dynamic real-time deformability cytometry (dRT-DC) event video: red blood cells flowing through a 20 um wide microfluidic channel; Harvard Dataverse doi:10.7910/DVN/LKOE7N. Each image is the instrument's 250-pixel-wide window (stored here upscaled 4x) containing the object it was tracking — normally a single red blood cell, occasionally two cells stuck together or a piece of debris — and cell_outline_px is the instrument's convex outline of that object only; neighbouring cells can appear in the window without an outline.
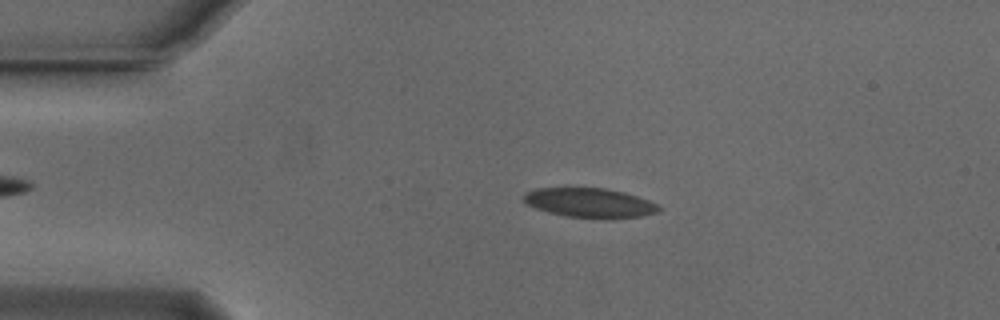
{"species": "Egyptian fruit bat (a non-hibernating species)", "species_latin": "Rousettus aegyptiacus", "temperature_condition": "cold", "stored_images_in_passage": 53, "camera_frame_rate_fps": 3000, "um_per_image_px": 0.085, "animal": {"sex": "male"}, "frame": {"image": 1, "passage_image": 10, "time_ms": 3.0, "image_size_px": [1000, 320], "cell_outline_px": [[660, 212], [640, 216], [604, 220], [564, 216], [548, 212], [536, 208], [528, 204], [524, 200], [524, 192], [536, 188], [604, 188], [624, 192], [648, 200], [656, 204], [660, 208]], "centroid_in_image_um": [50.13, 17.26], "position_along_channel_um": 34.9, "area_um2": 23.41}}
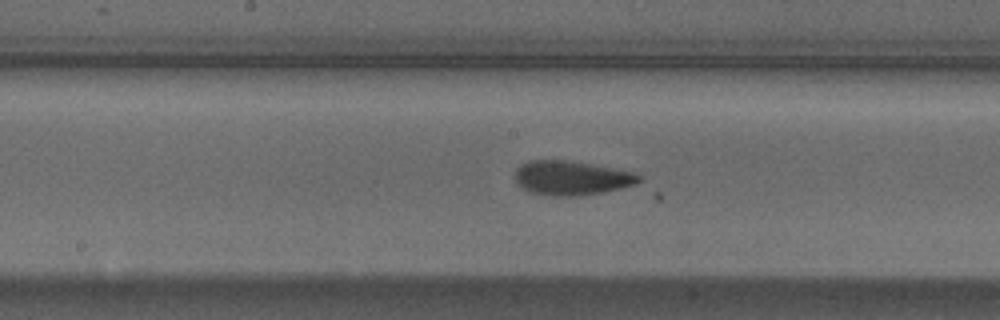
{"frame": {"image": 2, "passage_image": 26, "time_ms": 8.333, "image_size_px": [1000, 320], "cell_outline_px": [[640, 180], [636, 184], [604, 192], [580, 196], [552, 196], [532, 192], [516, 184], [516, 168], [520, 164], [528, 160], [564, 160], [588, 164], [632, 172], [640, 176]], "centroid_in_image_um": [48.53, 15.13], "position_along_channel_um": 199.7, "area_um2": 24.45}}
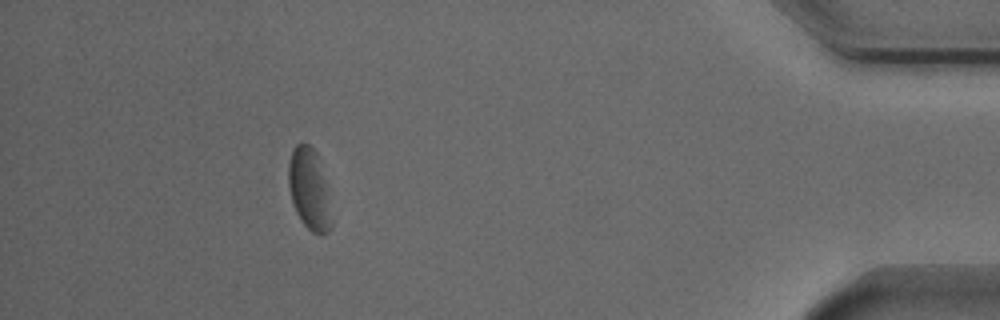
{"frame": {"image": 3, "passage_image": 47, "time_ms": 15.333, "image_size_px": [1000, 320], "cell_outline_px": [[332, 228], [328, 232], [320, 236], [312, 232], [300, 220], [292, 204], [288, 188], [288, 160], [292, 148], [300, 140], [308, 144], [316, 152], [324, 180], [332, 224]], "centroid_in_image_um": [26.23, 16.07], "position_along_channel_um": 409.0, "area_um2": 20.4}, "authors_computed_cell_mechanics": {"area_um2": 23.8714, "velocity_mm_per_s": 3.808, "shape_relaxation_time_tau1_ms": 2.4645, "shape_relaxation_time_tau2_ms": 1.8528, "deformation_change_tau1": 0.0832, "deformation_change_tau2": 0.0703}}